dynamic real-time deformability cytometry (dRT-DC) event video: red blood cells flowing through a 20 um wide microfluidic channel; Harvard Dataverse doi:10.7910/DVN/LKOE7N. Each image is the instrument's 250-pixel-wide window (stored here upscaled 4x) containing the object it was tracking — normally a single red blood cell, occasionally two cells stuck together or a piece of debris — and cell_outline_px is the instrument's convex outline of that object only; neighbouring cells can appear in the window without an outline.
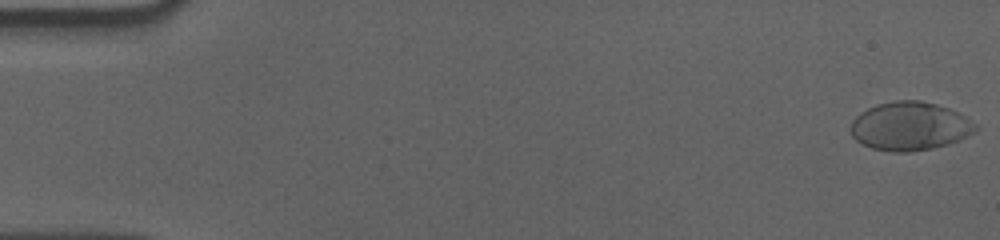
{"species": "human", "species_latin": "Homo sapiens", "temperature_condition": "cold", "stored_images_in_passage": 58, "camera_frame_rate_fps": 3000, "um_per_image_px": 0.085, "donor": {"sex": "male"}, "frame": {"image": 1, "passage_image": 1, "time_ms": 0.0, "image_size_px": [1000, 240], "cell_outline_px": [[980, 128], [960, 140], [948, 144], [932, 148], [908, 152], [892, 152], [872, 148], [856, 140], [852, 136], [852, 120], [860, 112], [868, 108], [880, 104], [896, 100], [920, 100], [936, 104], [948, 108], [964, 116], [976, 124]], "centroid_in_image_um": [77.35, 10.73], "position_along_channel_um": 7.7, "area_um2": 35.08}}
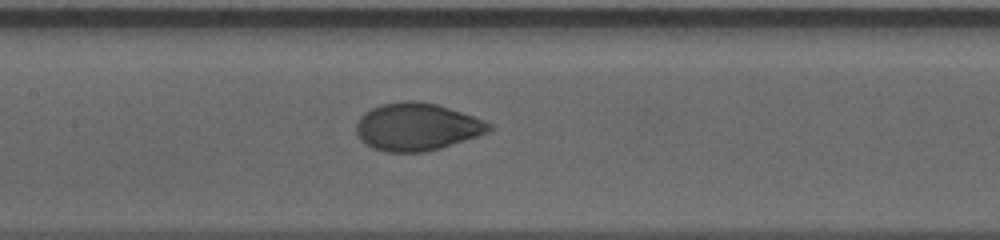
{"frame": {"image": 2, "passage_image": 28, "time_ms": 9.0, "image_size_px": [1000, 240], "cell_outline_px": [[492, 128], [488, 132], [440, 148], [424, 152], [384, 152], [372, 148], [364, 144], [360, 140], [356, 132], [356, 124], [360, 116], [364, 112], [380, 104], [404, 100], [412, 100], [436, 104], [472, 116], [492, 124]], "centroid_in_image_um": [35.37, 10.78], "position_along_channel_um": 172.0, "area_um2": 36.7}}
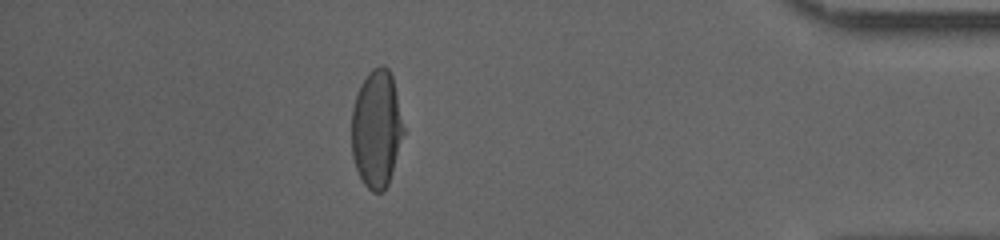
{"frame": {"image": 3, "passage_image": 51, "time_ms": 16.667, "image_size_px": [1000, 240], "cell_outline_px": [[404, 132], [392, 172], [388, 184], [384, 192], [372, 192], [364, 184], [356, 168], [352, 156], [352, 108], [360, 84], [372, 68], [380, 64], [384, 64], [388, 68], [392, 76], [404, 128]], "centroid_in_image_um": [32.0, 10.94], "position_along_channel_um": 403.2, "area_um2": 35.49}, "authors_computed_cell_mechanics": {"area_um2": 36.4429, "velocity_mm_per_s": 3.5591, "shape_relaxation_time_tau1_ms": 4.1695, "shape_relaxation_time_tau2_ms": null, "deformation_change_tau1": 0.1835, "deformation_change_tau2": null}}